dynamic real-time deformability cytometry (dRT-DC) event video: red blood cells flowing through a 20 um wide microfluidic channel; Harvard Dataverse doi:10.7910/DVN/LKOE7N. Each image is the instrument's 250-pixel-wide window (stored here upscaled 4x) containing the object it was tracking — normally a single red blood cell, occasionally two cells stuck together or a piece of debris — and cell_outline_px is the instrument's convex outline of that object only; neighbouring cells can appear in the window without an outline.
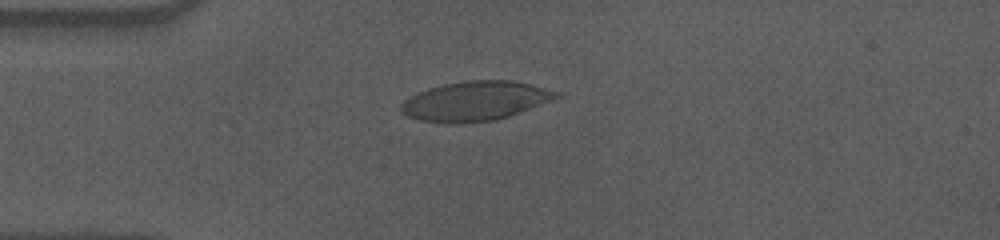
{"species": "human", "species_latin": "Homo sapiens", "temperature_condition": "cold", "stored_images_in_passage": 44, "camera_frame_rate_fps": 3000, "um_per_image_px": 0.085, "donor": {"sex": "male"}, "frame": {"image": 1, "passage_image": 2, "time_ms": 0.333, "image_size_px": [1000, 240], "cell_outline_px": [[564, 96], [508, 116], [496, 120], [460, 124], [444, 124], [420, 120], [408, 116], [400, 112], [400, 104], [404, 100], [428, 88], [444, 84], [468, 80], [512, 80], [532, 84], [560, 92]], "centroid_in_image_um": [40.41, 8.59], "position_along_channel_um": 44.6, "area_um2": 35.95}}
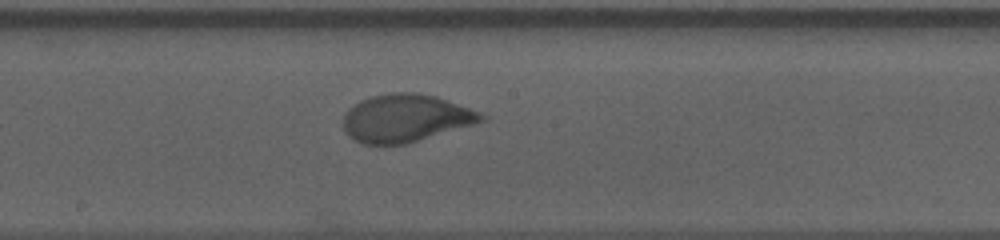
{"frame": {"image": 2, "passage_image": 18, "time_ms": 5.667, "image_size_px": [1000, 240], "cell_outline_px": [[488, 116], [484, 120], [476, 124], [404, 144], [364, 144], [352, 140], [348, 136], [344, 128], [344, 116], [348, 108], [360, 100], [372, 96], [392, 92], [416, 92], [436, 96], [480, 112]], "centroid_in_image_um": [34.47, 10.04], "position_along_channel_um": 213.7, "area_um2": 38.38}}
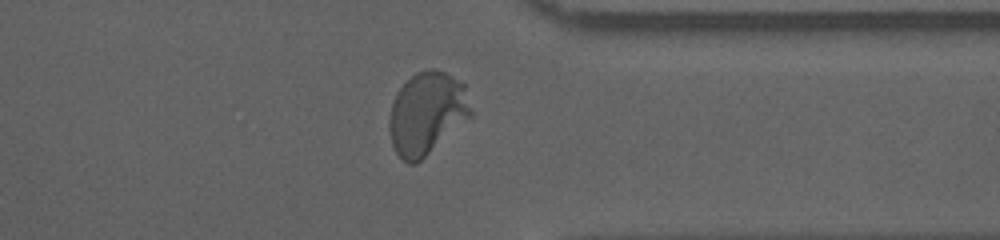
{"frame": {"image": 3, "passage_image": 32, "time_ms": 10.333, "image_size_px": [1000, 240], "cell_outline_px": [[472, 116], [416, 164], [408, 164], [396, 152], [392, 144], [388, 128], [388, 120], [392, 104], [400, 88], [416, 72], [428, 68], [432, 68], [444, 72], [464, 80], [472, 108]], "centroid_in_image_um": [36.31, 9.61], "position_along_channel_um": 375.1, "area_um2": 39.48}, "authors_computed_cell_mechanics": {"area_um2": 37.8879, "velocity_mm_per_s": 3.5455, "shape_relaxation_time_tau1_ms": 3.9115, "shape_relaxation_time_tau2_ms": null, "deformation_change_tau1": 0.2, "deformation_change_tau2": null}}